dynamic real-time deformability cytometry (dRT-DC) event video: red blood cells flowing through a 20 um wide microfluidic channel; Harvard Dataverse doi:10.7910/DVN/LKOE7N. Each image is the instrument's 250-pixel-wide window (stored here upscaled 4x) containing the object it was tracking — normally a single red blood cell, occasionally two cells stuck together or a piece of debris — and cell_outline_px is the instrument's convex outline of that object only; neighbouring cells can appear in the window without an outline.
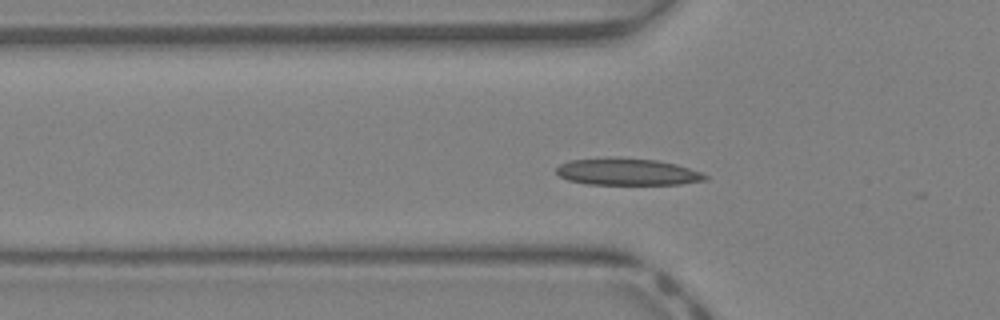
{"species": "Egyptian fruit bat (a non-hibernating species)", "species_latin": "Rousettus aegyptiacus", "temperature_condition": "warm", "stored_images_in_passage": 5, "camera_frame_rate_fps": 3000, "um_per_image_px": 0.085, "animal": {"sex": "female"}, "frame": {"image": 1, "passage_image": 3, "time_ms": 0.667, "image_size_px": [1000, 320], "cell_outline_px": [[708, 180], [680, 184], [588, 184], [568, 180], [560, 176], [556, 172], [556, 168], [560, 164], [568, 160], [612, 156], [616, 156], [656, 160], [676, 164], [700, 172], [708, 176]], "centroid_in_image_um": [53.29, 14.58], "position_along_channel_um": 72.5, "area_um2": 23.58}}